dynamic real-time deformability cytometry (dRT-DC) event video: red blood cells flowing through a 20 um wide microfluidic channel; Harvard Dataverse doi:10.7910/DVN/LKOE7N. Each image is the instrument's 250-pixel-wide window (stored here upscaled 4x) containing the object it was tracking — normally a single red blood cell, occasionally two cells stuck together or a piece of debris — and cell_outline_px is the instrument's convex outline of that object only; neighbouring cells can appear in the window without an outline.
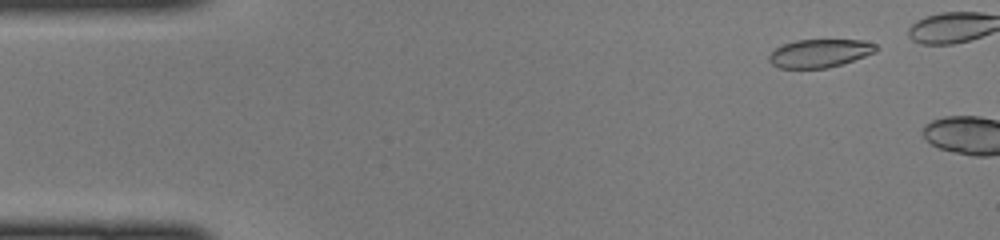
{"species": "common noctule bat (a hibernating species)", "species_latin": "Nyctalus noctula", "temperature_condition": "cold", "stored_images_in_passage": 7, "camera_frame_rate_fps": 3000, "um_per_image_px": 0.085, "animal": {"sex": "female", "body_mass_g": 22.0, "forearm_length_mm": 56.7}, "frame": {"image": 1, "passage_image": 4, "time_ms": 1.0, "image_size_px": [1000, 240], "cell_outline_px": [[876, 52], [828, 68], [780, 68], [772, 64], [768, 60], [768, 56], [776, 48], [784, 44], [796, 40], [864, 40], [876, 44]], "centroid_in_image_um": [69.66, 4.52], "position_along_channel_um": 15.3, "area_um2": 17.4}}